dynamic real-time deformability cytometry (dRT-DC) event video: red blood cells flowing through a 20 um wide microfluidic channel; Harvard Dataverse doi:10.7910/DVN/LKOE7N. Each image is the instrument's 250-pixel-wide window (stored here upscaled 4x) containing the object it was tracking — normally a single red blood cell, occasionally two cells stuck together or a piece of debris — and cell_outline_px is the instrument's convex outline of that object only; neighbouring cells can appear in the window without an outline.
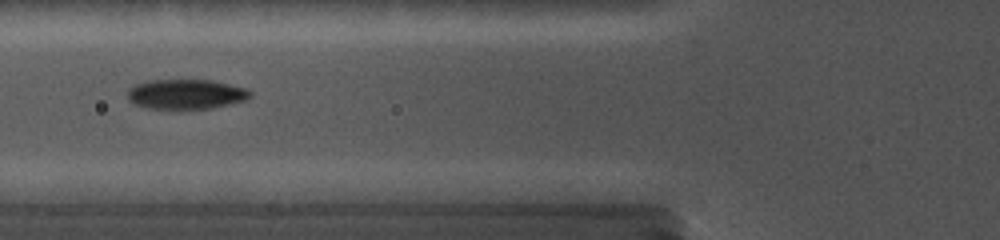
{"species": "common noctule bat (a hibernating species)", "species_latin": "Nyctalus noctula", "temperature_condition": "cold", "stored_images_in_passage": 8, "camera_frame_rate_fps": 5000, "um_per_image_px": 0.085, "animal": {"sex": "female", "body_mass_g": 19.0, "forearm_length_mm": 56.7}, "frame": {"image": 1, "passage_image": 6, "time_ms": 5.6, "image_size_px": [1000, 240], "cell_outline_px": [[252, 96], [248, 100], [212, 108], [148, 108], [136, 104], [128, 100], [128, 88], [136, 84], [148, 80], [212, 80], [244, 88], [252, 92]], "centroid_in_image_um": [15.82, 8.0], "position_along_channel_um": 110.0, "area_um2": 21.21}}